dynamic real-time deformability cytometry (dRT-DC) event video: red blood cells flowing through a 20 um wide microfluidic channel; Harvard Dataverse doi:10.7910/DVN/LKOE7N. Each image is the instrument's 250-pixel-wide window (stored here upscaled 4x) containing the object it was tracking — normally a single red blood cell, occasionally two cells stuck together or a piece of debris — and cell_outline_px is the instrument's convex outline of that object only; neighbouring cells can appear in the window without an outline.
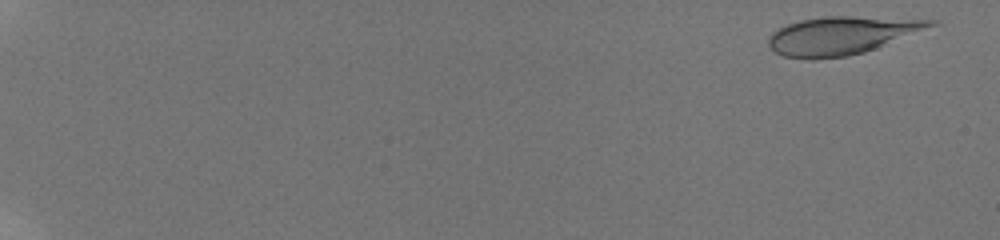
{"species": "human", "species_latin": "Homo sapiens", "temperature_condition": "room temperature", "stored_images_in_passage": 13, "camera_frame_rate_fps": 3000, "um_per_image_px": 0.085, "donor": {"sex": "male"}, "frame": {"image": 1, "passage_image": 4, "time_ms": 0.667, "image_size_px": [1000, 240], "cell_outline_px": [[940, 24], [876, 48], [864, 52], [848, 56], [812, 60], [808, 60], [784, 56], [776, 52], [768, 44], [768, 40], [772, 32], [788, 24], [800, 20], [824, 16], [852, 16], [936, 20]], "centroid_in_image_um": [71.55, 3.02], "position_along_channel_um": 13.5, "area_um2": 35.89}}